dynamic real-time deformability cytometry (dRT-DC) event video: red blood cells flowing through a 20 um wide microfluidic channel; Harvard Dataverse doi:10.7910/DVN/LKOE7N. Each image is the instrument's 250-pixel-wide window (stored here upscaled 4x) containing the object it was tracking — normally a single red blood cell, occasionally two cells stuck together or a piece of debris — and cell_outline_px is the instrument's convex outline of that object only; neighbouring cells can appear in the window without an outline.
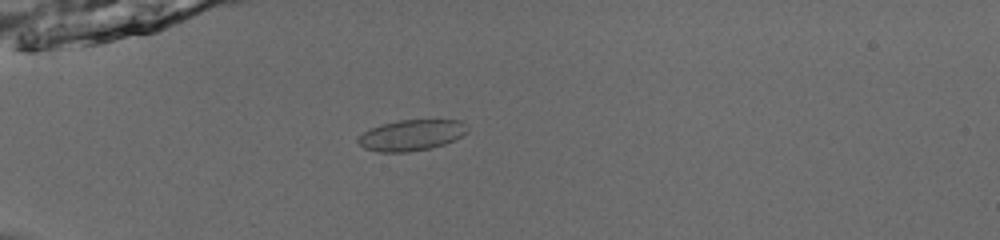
{"species": "common noctule bat (a hibernating species)", "species_latin": "Nyctalus noctula", "temperature_condition": "room temperature", "stored_images_in_passage": 46, "camera_frame_rate_fps": 3000, "um_per_image_px": 0.085, "animal": {"sex": "male", "body_mass_g": 13.0, "forearm_length_mm": 53.1}, "frame": {"image": 1, "passage_image": 10, "time_ms": 3.0, "image_size_px": [1000, 240], "cell_outline_px": [[468, 132], [444, 144], [428, 148], [408, 152], [376, 152], [364, 148], [356, 140], [364, 132], [380, 124], [400, 120], [460, 120], [468, 128]], "centroid_in_image_um": [34.94, 11.49], "position_along_channel_um": 50.1, "area_um2": 19.48}}
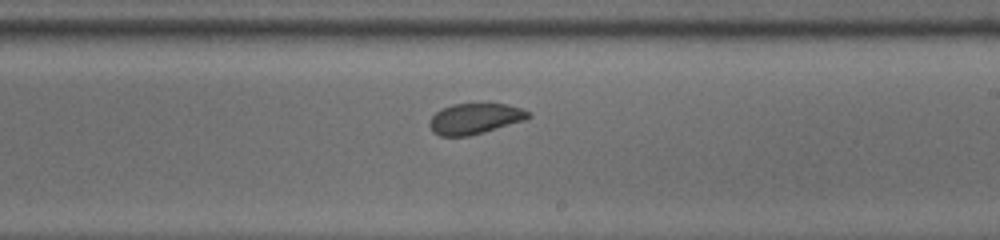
{"frame": {"image": 2, "passage_image": 27, "time_ms": 8.667, "image_size_px": [1000, 240], "cell_outline_px": [[532, 116], [524, 120], [484, 132], [468, 136], [440, 136], [432, 132], [428, 124], [432, 116], [440, 108], [452, 104], [508, 104], [532, 112]], "centroid_in_image_um": [40.35, 10.08], "position_along_channel_um": 248.7, "area_um2": 17.74}}
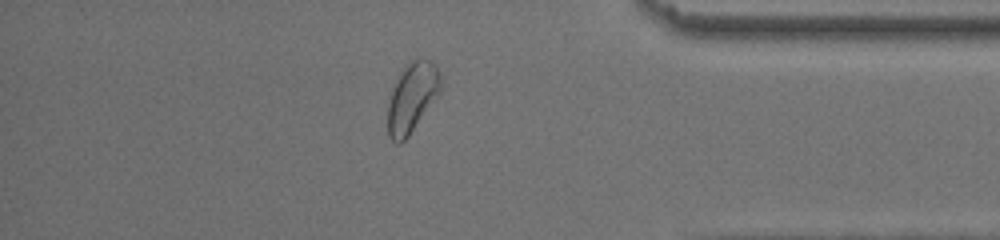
{"frame": {"image": 3, "passage_image": 40, "time_ms": 13.0, "image_size_px": [1000, 240], "cell_outline_px": [[440, 92], [408, 136], [400, 144], [396, 144], [388, 136], [388, 104], [392, 88], [396, 76], [416, 56], [420, 56], [432, 60], [436, 64], [440, 72]], "centroid_in_image_um": [35.02, 8.23], "position_along_channel_um": 400.2, "area_um2": 21.62}, "authors_computed_cell_mechanics": {"area_um2": 19.074, "velocity_mm_per_s": 3.8826, "shape_relaxation_time_tau1_ms": 2.0077, "shape_relaxation_time_tau2_ms": 7.8787, "deformation_change_tau1": 0.0461, "deformation_change_tau2": 0.0628}}